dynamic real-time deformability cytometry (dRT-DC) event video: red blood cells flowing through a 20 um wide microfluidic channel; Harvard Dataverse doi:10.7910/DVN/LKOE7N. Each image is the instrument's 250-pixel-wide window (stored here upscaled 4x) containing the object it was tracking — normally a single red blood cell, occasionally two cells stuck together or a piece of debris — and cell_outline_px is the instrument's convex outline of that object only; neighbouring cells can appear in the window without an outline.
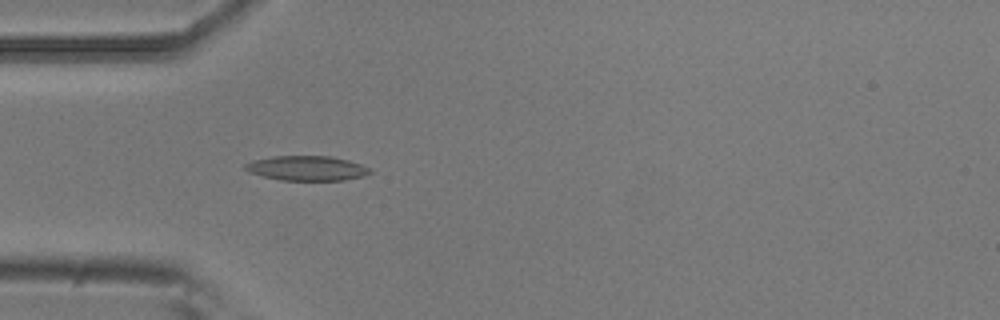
{"species": "common noctule bat (a hibernating species)", "species_latin": "Nyctalus noctula", "temperature_condition": "room temperature", "stored_images_in_passage": 4, "camera_frame_rate_fps": 3000, "um_per_image_px": 0.085, "animal": {"sex": "male", "body_mass_g": 20.5, "forearm_length_mm": 52.5}, "frame": {"image": 1, "passage_image": 4, "time_ms": 1.0, "image_size_px": [1000, 320], "cell_outline_px": [[372, 172], [364, 176], [344, 180], [280, 180], [248, 172], [244, 168], [244, 164], [252, 160], [272, 156], [332, 156], [348, 160], [372, 168]], "centroid_in_image_um": [26.09, 14.29], "position_along_channel_um": 58.9, "area_um2": 18.09}}